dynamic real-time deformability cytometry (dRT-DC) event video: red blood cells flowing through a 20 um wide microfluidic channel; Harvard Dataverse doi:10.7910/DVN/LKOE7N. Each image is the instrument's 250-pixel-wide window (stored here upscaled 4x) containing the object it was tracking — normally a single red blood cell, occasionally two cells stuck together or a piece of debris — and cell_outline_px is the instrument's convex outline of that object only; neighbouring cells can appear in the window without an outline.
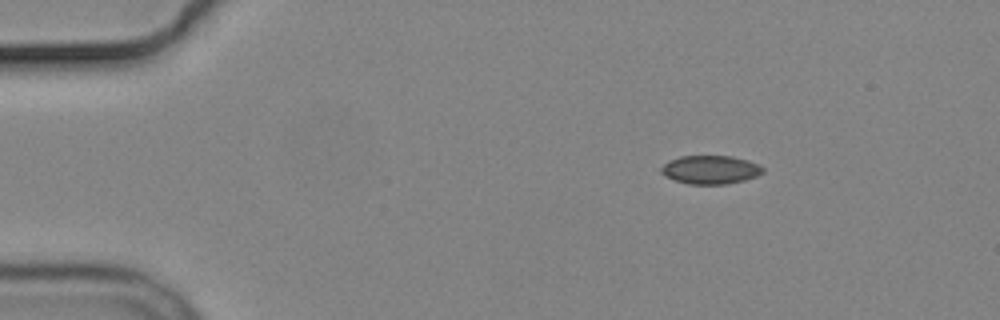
{"species": "common noctule bat (a hibernating species)", "species_latin": "Nyctalus noctula", "temperature_condition": "cold", "stored_images_in_passage": 6, "camera_frame_rate_fps": 3000, "um_per_image_px": 0.085, "animal": {"sex": "male", "body_mass_g": 19.2, "forearm_length_mm": 51.8}, "frame": {"image": 1, "passage_image": 3, "time_ms": 2.333, "image_size_px": [1000, 320], "cell_outline_px": [[764, 172], [756, 176], [744, 180], [724, 184], [688, 184], [664, 176], [660, 172], [660, 168], [668, 160], [680, 156], [732, 156], [748, 160], [764, 168]], "centroid_in_image_um": [60.36, 14.42], "position_along_channel_um": 24.6, "area_um2": 16.88}}